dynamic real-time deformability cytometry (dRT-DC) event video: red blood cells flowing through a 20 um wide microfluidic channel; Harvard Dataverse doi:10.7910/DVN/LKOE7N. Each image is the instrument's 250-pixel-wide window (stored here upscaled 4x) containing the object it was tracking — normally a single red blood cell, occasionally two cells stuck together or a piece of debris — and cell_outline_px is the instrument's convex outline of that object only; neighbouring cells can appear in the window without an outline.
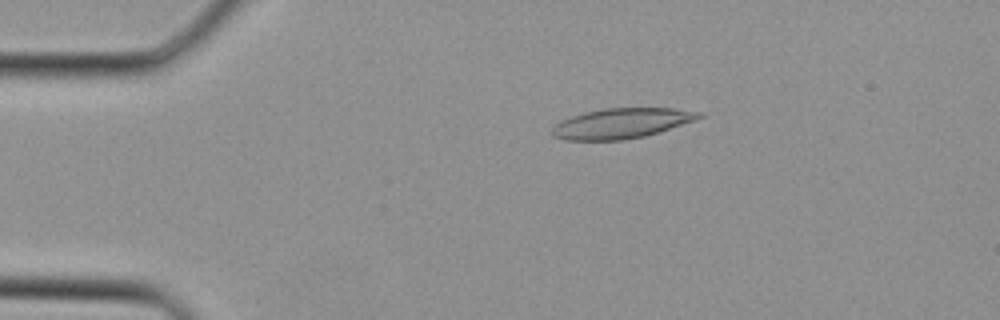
{"species": "Egyptian fruit bat (a non-hibernating species)", "species_latin": "Rousettus aegyptiacus", "temperature_condition": "cold", "stored_images_in_passage": 30, "camera_frame_rate_fps": 3000, "um_per_image_px": 0.085, "animal": {"sex": "female"}, "frame": {"image": 1, "passage_image": 2, "time_ms": 0.333, "image_size_px": [1000, 320], "cell_outline_px": [[704, 116], [696, 120], [644, 136], [624, 140], [564, 140], [552, 136], [552, 128], [560, 120], [584, 112], [604, 108], [672, 108], [704, 112]], "centroid_in_image_um": [52.82, 10.48], "position_along_channel_um": 32.2, "area_um2": 25.84}}
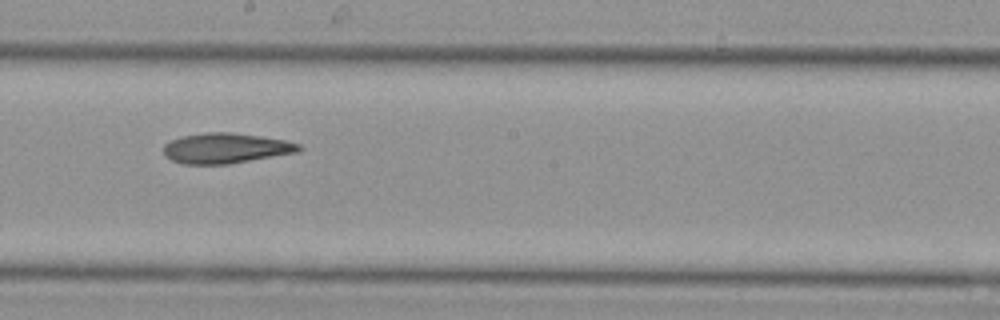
{"frame": {"image": 2, "passage_image": 15, "time_ms": 4.667, "image_size_px": [1000, 320], "cell_outline_px": [[304, 148], [300, 152], [228, 164], [184, 164], [172, 160], [164, 156], [164, 144], [180, 136], [204, 132], [228, 132], [260, 136], [284, 140], [300, 144]], "centroid_in_image_um": [19.2, 12.6], "position_along_channel_um": 229.0, "area_um2": 23.99}}
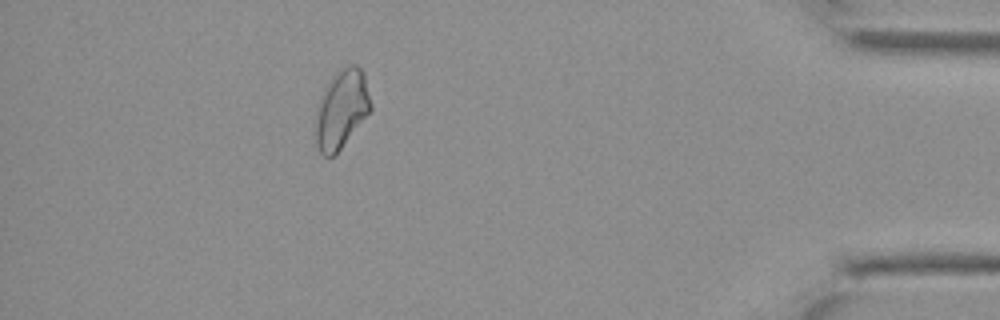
{"frame": {"image": 3, "passage_image": 27, "time_ms": 8.667, "image_size_px": [1000, 320], "cell_outline_px": [[372, 108], [340, 148], [332, 156], [324, 156], [320, 152], [316, 144], [316, 108], [324, 88], [332, 76], [340, 68], [348, 64], [356, 64], [364, 72], [372, 104]], "centroid_in_image_um": [29.03, 9.21], "position_along_channel_um": 406.2, "area_um2": 25.03}}